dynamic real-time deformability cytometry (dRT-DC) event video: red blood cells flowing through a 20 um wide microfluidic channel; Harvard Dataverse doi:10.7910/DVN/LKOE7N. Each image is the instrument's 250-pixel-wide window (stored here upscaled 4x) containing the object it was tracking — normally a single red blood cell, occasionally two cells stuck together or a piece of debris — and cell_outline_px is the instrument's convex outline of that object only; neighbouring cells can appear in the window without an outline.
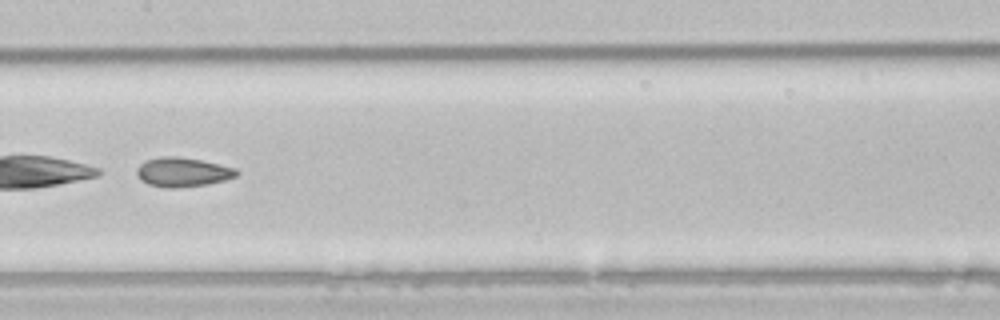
{"species": "common noctule bat (a hibernating species)", "species_latin": "Nyctalus noctula", "temperature_condition": "room temperature", "stored_images_in_passage": 51, "camera_frame_rate_fps": 3000, "um_per_image_px": 0.085, "animal": {"sex": "male", "body_mass_g": 21.5, "forearm_length_mm": 52.0}, "frame": {"image": 1, "passage_image": 26, "time_ms": 8.333, "image_size_px": [1000, 320], "cell_outline_px": [[240, 172], [236, 176], [224, 180], [208, 184], [176, 188], [168, 188], [148, 184], [140, 180], [136, 172], [136, 168], [140, 164], [148, 160], [160, 156], [176, 156], [200, 160], [236, 168]], "centroid_in_image_um": [15.51, 14.63], "position_along_channel_um": 191.9, "area_um2": 16.99}}